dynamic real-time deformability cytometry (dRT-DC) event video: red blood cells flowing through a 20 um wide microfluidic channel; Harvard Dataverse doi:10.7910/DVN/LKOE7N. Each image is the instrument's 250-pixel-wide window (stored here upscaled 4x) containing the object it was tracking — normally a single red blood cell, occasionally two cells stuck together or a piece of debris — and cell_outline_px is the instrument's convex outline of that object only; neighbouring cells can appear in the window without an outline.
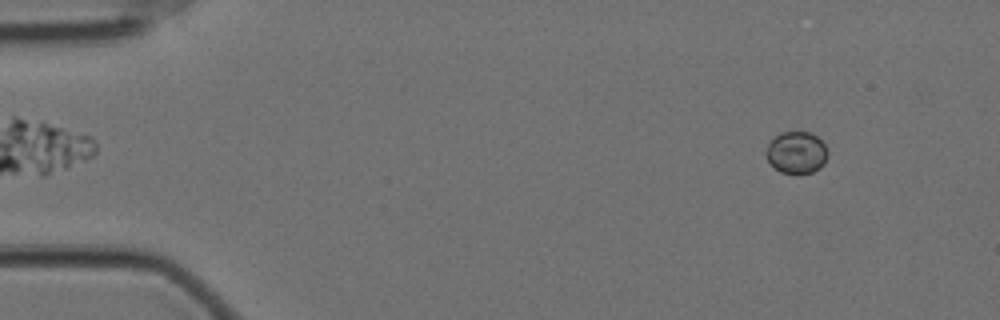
{"species": "Egyptian fruit bat (a non-hibernating species)", "species_latin": "Rousettus aegyptiacus", "temperature_condition": "cold", "stored_images_in_passage": 58, "camera_frame_rate_fps": 3000, "um_per_image_px": 0.085, "animal": {"sex": "female"}, "frame": {"image": 1, "passage_image": 6, "time_ms": 1.667, "image_size_px": [1000, 320], "cell_outline_px": [[828, 156], [824, 164], [820, 168], [812, 172], [796, 176], [780, 172], [764, 156], [764, 152], [768, 144], [780, 132], [812, 132], [824, 144], [828, 152]], "centroid_in_image_um": [67.7, 13.0], "position_along_channel_um": 17.3, "area_um2": 15.43}}
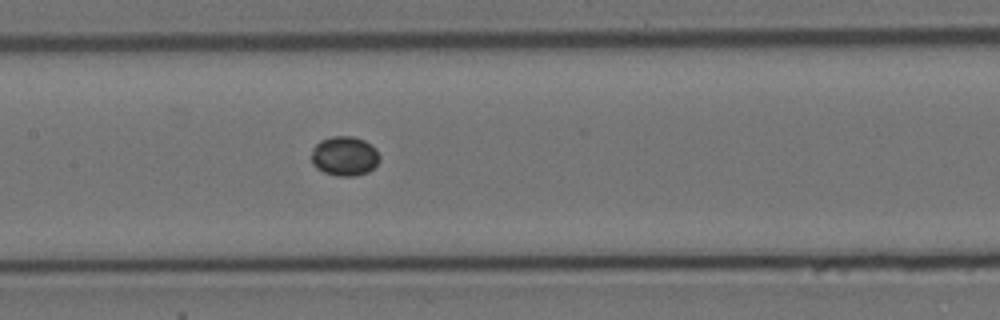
{"frame": {"image": 2, "passage_image": 28, "time_ms": 9.0, "image_size_px": [1000, 320], "cell_outline_px": [[380, 160], [368, 172], [356, 176], [336, 176], [324, 172], [316, 168], [312, 164], [312, 148], [320, 140], [332, 136], [352, 136], [364, 140], [376, 148], [380, 156]], "centroid_in_image_um": [29.28, 13.26], "position_along_channel_um": 178.1, "area_um2": 15.84}}
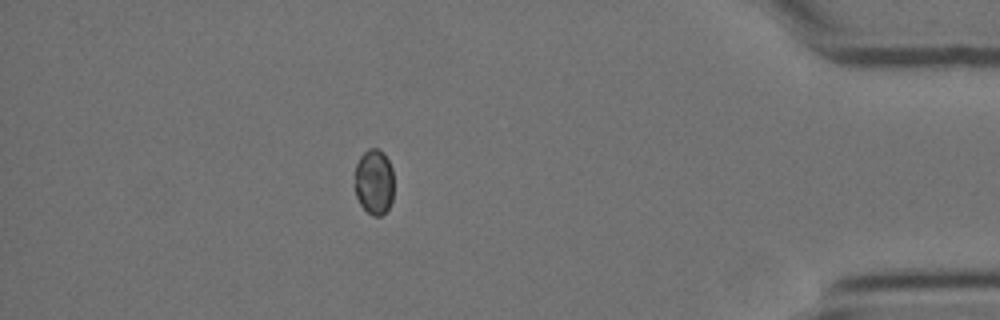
{"frame": {"image": 3, "passage_image": 51, "time_ms": 16.667, "image_size_px": [1000, 320], "cell_outline_px": [[392, 200], [388, 208], [380, 216], [372, 216], [360, 204], [356, 196], [356, 164], [360, 156], [368, 148], [376, 148], [384, 152], [392, 168]], "centroid_in_image_um": [31.8, 15.44], "position_along_channel_um": 403.4, "area_um2": 14.74}}